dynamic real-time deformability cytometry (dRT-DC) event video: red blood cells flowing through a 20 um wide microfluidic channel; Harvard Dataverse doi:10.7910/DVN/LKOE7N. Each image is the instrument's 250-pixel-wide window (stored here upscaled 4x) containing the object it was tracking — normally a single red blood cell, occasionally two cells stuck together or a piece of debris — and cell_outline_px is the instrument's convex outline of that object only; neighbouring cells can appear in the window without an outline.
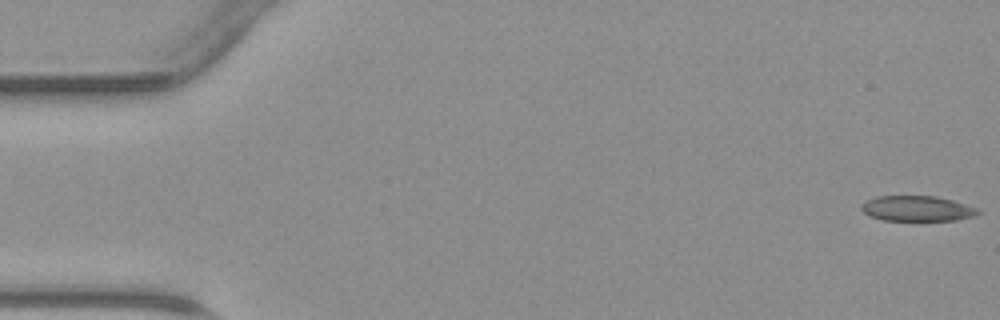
{"species": "common noctule bat (a hibernating species)", "species_latin": "Nyctalus noctula", "temperature_condition": "warm", "stored_images_in_passage": 44, "camera_frame_rate_fps": 3000, "um_per_image_px": 0.085, "animal": {"sex": "male", "body_mass_g": 23.1, "forearm_length_mm": 52.7}, "frame": {"image": 1, "passage_image": 1, "time_ms": 0.0, "image_size_px": [1000, 320], "cell_outline_px": [[980, 212], [976, 216], [956, 220], [884, 220], [868, 216], [860, 208], [868, 200], [876, 196], [936, 196], [952, 200], [976, 208]], "centroid_in_image_um": [77.96, 17.73], "position_along_channel_um": 7.0, "area_um2": 17.05}}
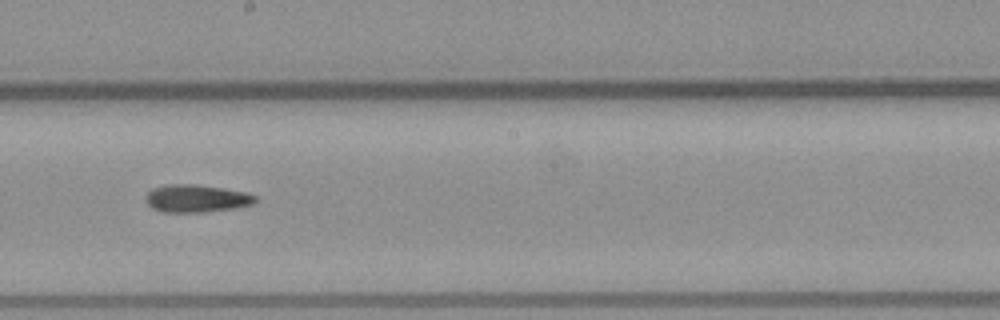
{"frame": {"image": 2, "passage_image": 24, "time_ms": 7.667, "image_size_px": [1000, 320], "cell_outline_px": [[256, 200], [252, 204], [232, 208], [204, 212], [160, 212], [152, 208], [148, 204], [148, 192], [152, 188], [172, 184], [196, 184], [224, 188], [244, 192], [256, 196]], "centroid_in_image_um": [16.69, 16.87], "position_along_channel_um": 231.5, "area_um2": 17.4}}
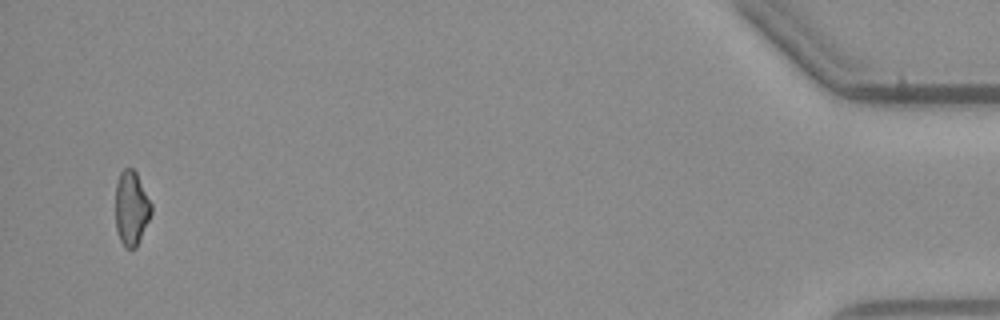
{"frame": {"image": 3, "passage_image": 43, "time_ms": 14.0, "image_size_px": [1000, 320], "cell_outline_px": [[152, 212], [136, 248], [124, 248], [120, 240], [116, 228], [116, 184], [120, 172], [124, 168], [132, 168], [136, 172], [152, 204]], "centroid_in_image_um": [11.17, 17.7], "position_along_channel_um": 424.0, "area_um2": 15.49}}